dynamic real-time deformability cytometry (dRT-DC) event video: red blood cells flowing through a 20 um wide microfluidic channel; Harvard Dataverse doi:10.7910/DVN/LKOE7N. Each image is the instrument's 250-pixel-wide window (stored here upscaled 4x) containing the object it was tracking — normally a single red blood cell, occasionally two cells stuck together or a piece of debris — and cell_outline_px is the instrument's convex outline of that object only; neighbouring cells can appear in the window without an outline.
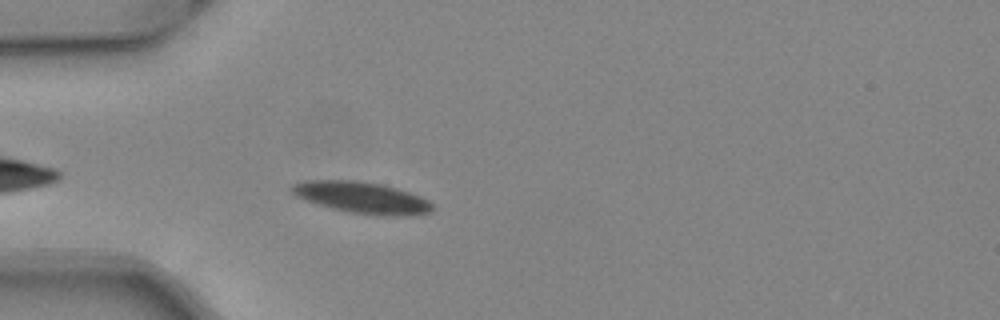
{"species": "common noctule bat (a hibernating species)", "species_latin": "Nyctalus noctula", "temperature_condition": "warm", "stored_images_in_passage": 34, "camera_frame_rate_fps": 3000, "um_per_image_px": 0.085, "animal": {"sex": "female", "body_mass_g": 24.6, "forearm_length_mm": 56.2}, "frame": {"image": 1, "passage_image": 4, "time_ms": 1.0, "image_size_px": [1000, 320], "cell_outline_px": [[432, 212], [412, 216], [392, 216], [348, 212], [316, 204], [296, 196], [288, 188], [292, 184], [304, 180], [356, 180], [380, 184], [396, 188], [420, 196], [428, 200], [432, 204]], "centroid_in_image_um": [30.74, 16.79], "position_along_channel_um": 54.3, "area_um2": 25.84}}
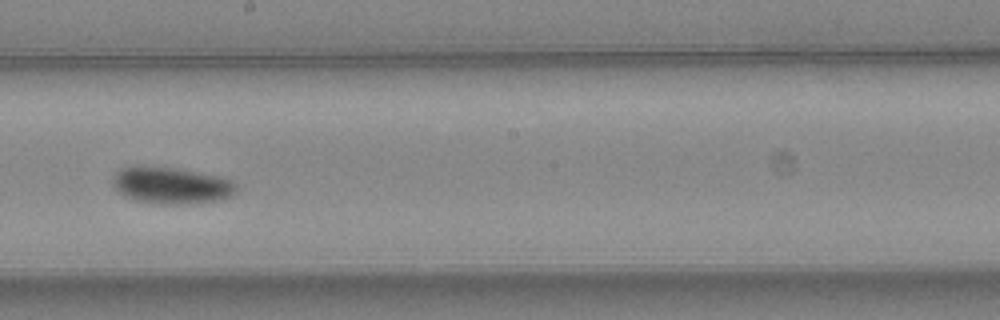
{"frame": {"image": 2, "passage_image": 18, "time_ms": 5.667, "image_size_px": [1000, 320], "cell_outline_px": [[236, 192], [232, 196], [220, 200], [188, 204], [156, 204], [136, 200], [124, 196], [112, 184], [112, 180], [116, 172], [120, 168], [132, 164], [144, 164], [172, 168], [196, 172], [216, 176], [232, 180], [236, 184]], "centroid_in_image_um": [14.51, 15.75], "position_along_channel_um": 233.7, "area_um2": 26.82}}
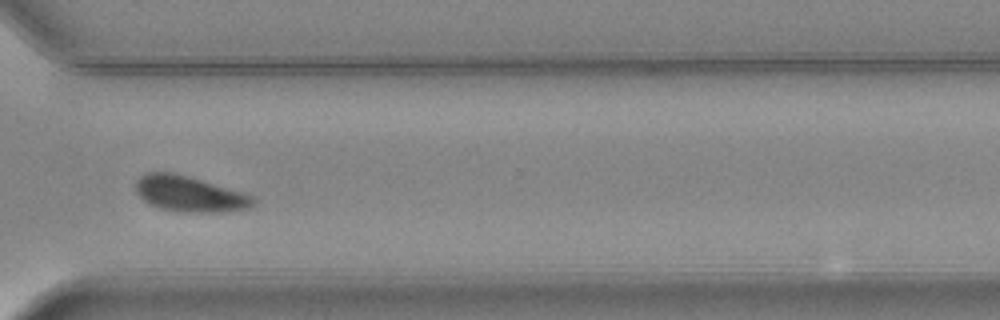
{"frame": {"image": 3, "passage_image": 27, "time_ms": 8.667, "image_size_px": [1000, 320], "cell_outline_px": [[256, 204], [248, 208], [224, 212], [180, 212], [160, 208], [144, 200], [136, 192], [136, 180], [144, 172], [172, 172], [188, 176], [244, 192], [252, 196], [256, 200]], "centroid_in_image_um": [16.13, 16.48], "position_along_channel_um": 354.5, "area_um2": 24.51}, "authors_computed_cell_mechanics": {"area_um2": 24.9696, "velocity_mm_per_s": 4.0367, "shape_relaxation_time_tau1_ms": 2.6453, "shape_relaxation_time_tau2_ms": 9.1657, "deformation_change_tau1": 0.1178, "deformation_change_tau2": 0.1061}}